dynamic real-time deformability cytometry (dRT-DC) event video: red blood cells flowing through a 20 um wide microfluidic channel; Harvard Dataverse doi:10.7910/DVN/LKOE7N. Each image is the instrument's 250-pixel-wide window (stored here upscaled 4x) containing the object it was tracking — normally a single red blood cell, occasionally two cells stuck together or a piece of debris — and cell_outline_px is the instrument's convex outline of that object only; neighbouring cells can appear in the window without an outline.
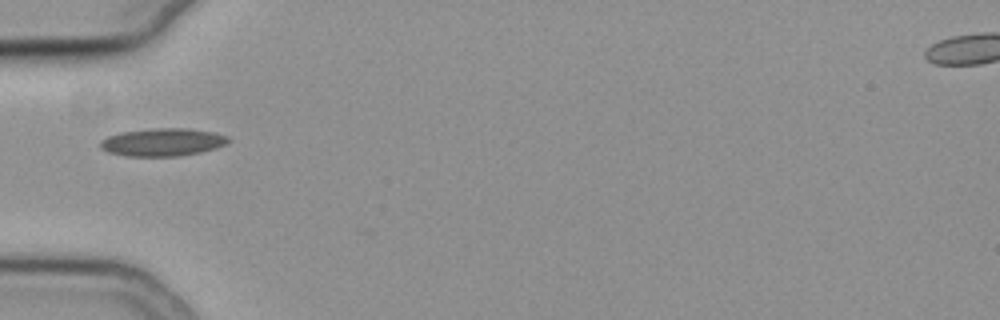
{"species": "common noctule bat (a hibernating species)", "species_latin": "Nyctalus noctula", "temperature_condition": "cold", "stored_images_in_passage": 31, "camera_frame_rate_fps": 3000, "um_per_image_px": 0.085, "animal": {"sex": "female", "body_mass_g": 19.3, "forearm_length_mm": 54.1}, "frame": {"image": 1, "passage_image": 3, "time_ms": 0.667, "image_size_px": [1000, 320], "cell_outline_px": [[232, 140], [216, 148], [200, 152], [180, 156], [124, 156], [108, 152], [100, 148], [100, 140], [108, 136], [120, 132], [152, 128], [188, 128], [216, 132], [228, 136]], "centroid_in_image_um": [13.83, 12.08], "position_along_channel_um": 71.2, "area_um2": 20.98}}
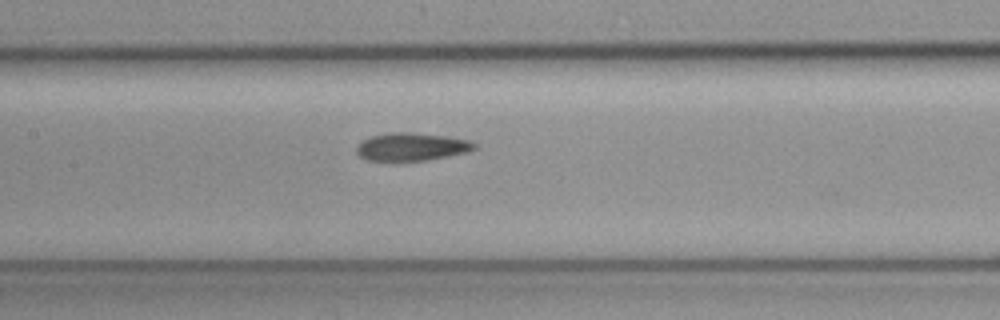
{"frame": {"image": 2, "passage_image": 11, "time_ms": 3.333, "image_size_px": [1000, 320], "cell_outline_px": [[476, 148], [468, 152], [428, 160], [368, 160], [360, 156], [356, 152], [356, 148], [364, 140], [372, 136], [388, 132], [412, 132], [444, 136], [472, 140], [476, 144]], "centroid_in_image_um": [35.03, 12.46], "position_along_channel_um": 172.4, "area_um2": 19.02}}
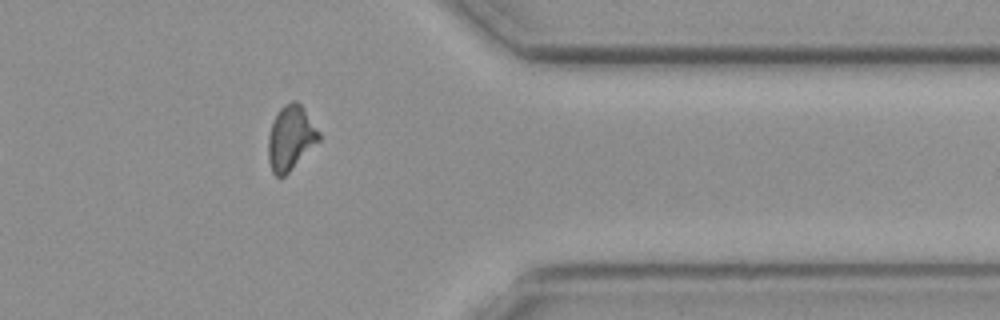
{"frame": {"image": 3, "passage_image": 29, "time_ms": 9.333, "image_size_px": [1000, 320], "cell_outline_px": [[320, 140], [284, 176], [276, 176], [272, 172], [268, 160], [268, 136], [272, 120], [276, 112], [284, 104], [292, 100], [296, 100], [304, 108], [320, 132]], "centroid_in_image_um": [24.69, 11.68], "position_along_channel_um": 386.7, "area_um2": 19.13}, "authors_computed_cell_mechanics": {"area_um2": 18.7272, "velocity_mm_per_s": 3.7948, "shape_relaxation_time_tau1_ms": null, "shape_relaxation_time_tau2_ms": 5.18, "deformation_change_tau1": null, "deformation_change_tau2": 0.1228}}